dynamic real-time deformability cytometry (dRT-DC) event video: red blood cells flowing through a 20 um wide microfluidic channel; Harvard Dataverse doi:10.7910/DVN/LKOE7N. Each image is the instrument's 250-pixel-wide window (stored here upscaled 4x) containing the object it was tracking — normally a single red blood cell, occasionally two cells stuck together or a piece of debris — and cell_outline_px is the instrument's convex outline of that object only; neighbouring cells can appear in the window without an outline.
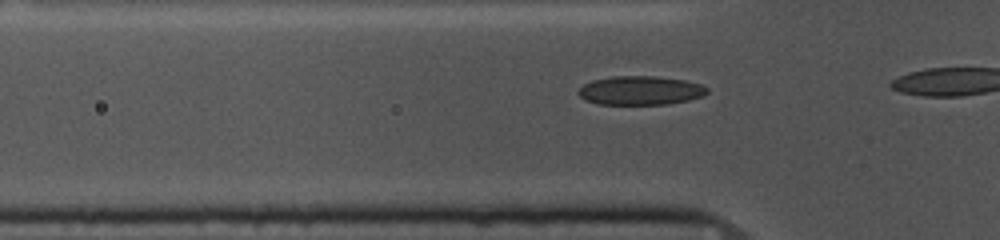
{"species": "common noctule bat (a hibernating species)", "species_latin": "Nyctalus noctula", "temperature_condition": "cold", "stored_images_in_passage": 17, "camera_frame_rate_fps": 3000, "um_per_image_px": 0.085, "animal": {"sex": "female", "body_mass_g": 10.0, "forearm_length_mm": 53.1}, "frame": {"image": 1, "passage_image": 12, "time_ms": 3.667, "image_size_px": [1000, 240], "cell_outline_px": [[708, 92], [704, 96], [688, 100], [668, 104], [600, 104], [588, 100], [580, 96], [576, 92], [584, 84], [592, 80], [612, 76], [656, 76], [684, 80], [700, 84], [708, 88]], "centroid_in_image_um": [54.45, 7.68], "position_along_channel_um": 71.3, "area_um2": 21.62}}